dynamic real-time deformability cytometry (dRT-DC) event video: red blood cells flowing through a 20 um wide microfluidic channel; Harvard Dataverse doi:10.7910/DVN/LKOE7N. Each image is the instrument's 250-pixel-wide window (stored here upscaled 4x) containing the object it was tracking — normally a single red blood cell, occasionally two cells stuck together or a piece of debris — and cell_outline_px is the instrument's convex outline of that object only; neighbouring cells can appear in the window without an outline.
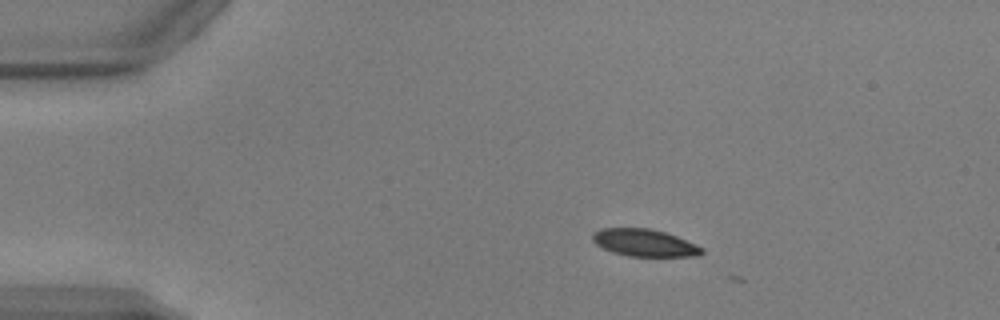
{"species": "common noctule bat (a hibernating species)", "species_latin": "Nyctalus noctula", "temperature_condition": "warm", "stored_images_in_passage": 3, "camera_frame_rate_fps": 3000, "um_per_image_px": 0.085, "animal": {"sex": "male", "body_mass_g": 17.9, "forearm_length_mm": 54.2}, "frame": {"image": 1, "passage_image": 2, "time_ms": 0.333, "image_size_px": [1000, 320], "cell_outline_px": [[704, 252], [700, 256], [628, 256], [612, 252], [596, 244], [592, 240], [592, 232], [600, 228], [648, 228], [664, 232], [676, 236], [696, 244], [704, 248]], "centroid_in_image_um": [54.78, 20.63], "position_along_channel_um": 30.2, "area_um2": 17.4}}